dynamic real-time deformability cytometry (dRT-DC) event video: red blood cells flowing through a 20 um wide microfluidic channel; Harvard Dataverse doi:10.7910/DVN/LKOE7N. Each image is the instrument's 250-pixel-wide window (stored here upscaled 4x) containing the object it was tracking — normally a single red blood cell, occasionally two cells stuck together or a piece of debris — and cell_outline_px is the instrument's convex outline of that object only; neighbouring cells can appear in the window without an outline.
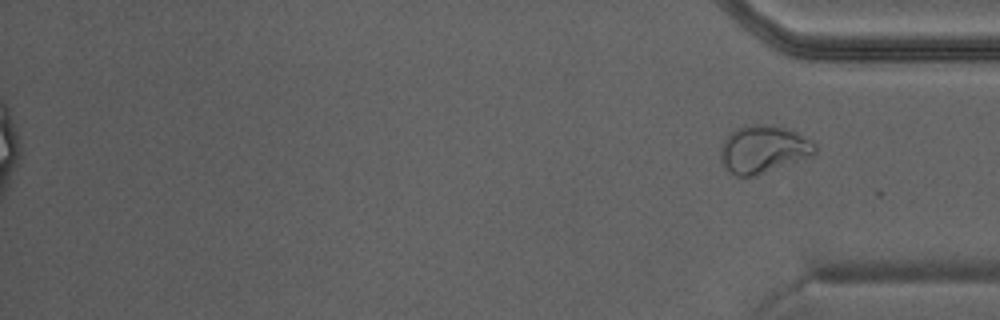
{"species": "Egyptian fruit bat (a non-hibernating species)", "species_latin": "Rousettus aegyptiacus", "temperature_condition": "warm", "stored_images_in_passage": 42, "segment_of_instrument_passage": [2, 2], "camera_frame_rate_fps": 3000, "um_per_image_px": 0.085, "animal": {"sex": "male"}, "frame": {"image": 1, "passage_image": 42, "time_ms": 13.667, "image_size_px": [1000, 320], "cell_outline_px": [[816, 152], [812, 156], [756, 176], [736, 176], [724, 164], [720, 156], [720, 148], [728, 132], [744, 124], [772, 124], [796, 132], [812, 140], [816, 144]], "centroid_in_image_um": [64.89, 12.66], "position_along_channel_um": 370.3, "area_um2": 26.41}}